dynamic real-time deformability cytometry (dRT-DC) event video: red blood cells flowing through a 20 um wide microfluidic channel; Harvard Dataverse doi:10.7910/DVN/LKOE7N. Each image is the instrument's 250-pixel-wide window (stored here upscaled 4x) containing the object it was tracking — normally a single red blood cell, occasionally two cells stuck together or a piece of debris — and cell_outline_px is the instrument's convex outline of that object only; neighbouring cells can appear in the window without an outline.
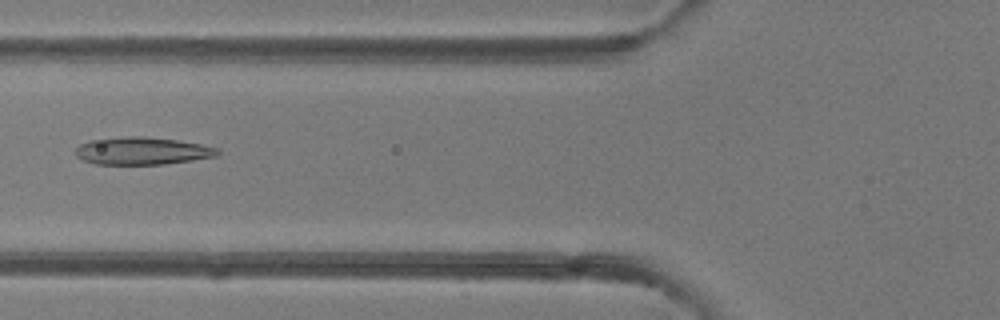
{"species": "common noctule bat (a hibernating species)", "species_latin": "Nyctalus noctula", "temperature_condition": "room temperature", "stored_images_in_passage": 49, "camera_frame_rate_fps": 3000, "um_per_image_px": 0.085, "animal": {"sex": "female"}, "frame": {"image": 1, "passage_image": 19, "time_ms": 6.0, "image_size_px": [1000, 320], "cell_outline_px": [[220, 152], [216, 156], [192, 160], [164, 164], [96, 164], [84, 160], [76, 156], [76, 148], [80, 144], [88, 140], [128, 136], [144, 136], [176, 140], [200, 144], [220, 148]], "centroid_in_image_um": [12.09, 12.82], "position_along_channel_um": 113.7, "area_um2": 22.72}}
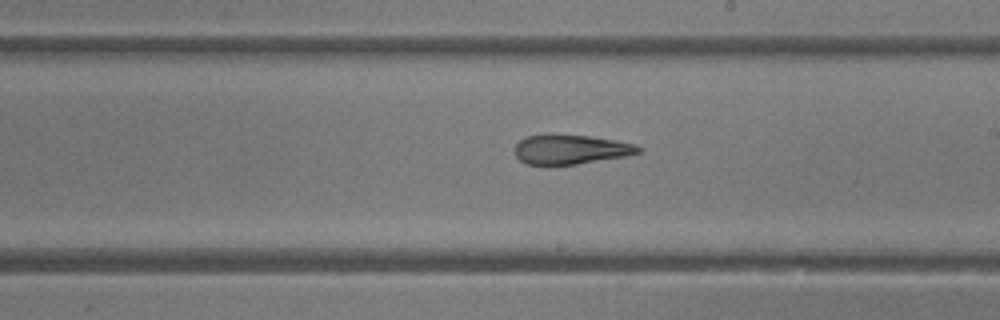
{"frame": {"image": 2, "passage_image": 28, "time_ms": 9.0, "image_size_px": [1000, 320], "cell_outline_px": [[640, 152], [624, 156], [576, 164], [528, 164], [520, 160], [516, 156], [516, 144], [520, 140], [528, 136], [588, 136], [616, 140], [636, 144], [640, 148]], "centroid_in_image_um": [48.54, 12.71], "position_along_channel_um": 240.5, "area_um2": 20.4}}
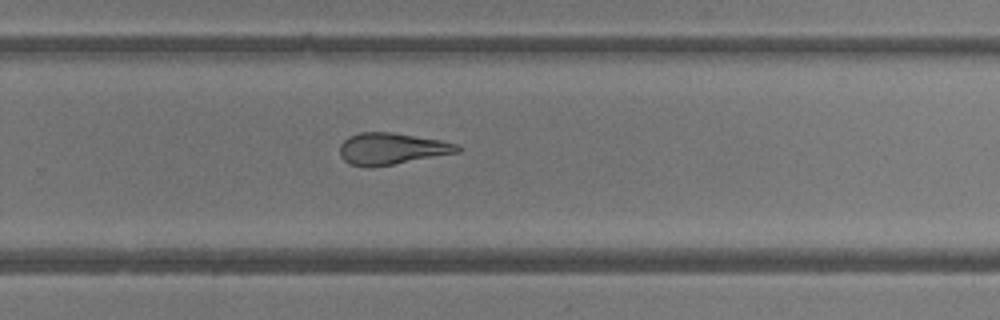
{"frame": {"image": 3, "passage_image": 32, "time_ms": 10.333, "image_size_px": [1000, 320], "cell_outline_px": [[464, 148], [460, 152], [392, 164], [368, 168], [364, 168], [348, 164], [340, 156], [340, 144], [348, 136], [360, 132], [392, 132], [440, 140], [460, 144]], "centroid_in_image_um": [33.29, 12.64], "position_along_channel_um": 296.5, "area_um2": 21.91}, "authors_computed_cell_mechanics": {"area_um2": 24.0448, "velocity_mm_per_s": 4.2156, "shape_relaxation_time_tau1_ms": null, "shape_relaxation_time_tau2_ms": 2.6044, "deformation_change_tau1": null, "deformation_change_tau2": 0.1436}}